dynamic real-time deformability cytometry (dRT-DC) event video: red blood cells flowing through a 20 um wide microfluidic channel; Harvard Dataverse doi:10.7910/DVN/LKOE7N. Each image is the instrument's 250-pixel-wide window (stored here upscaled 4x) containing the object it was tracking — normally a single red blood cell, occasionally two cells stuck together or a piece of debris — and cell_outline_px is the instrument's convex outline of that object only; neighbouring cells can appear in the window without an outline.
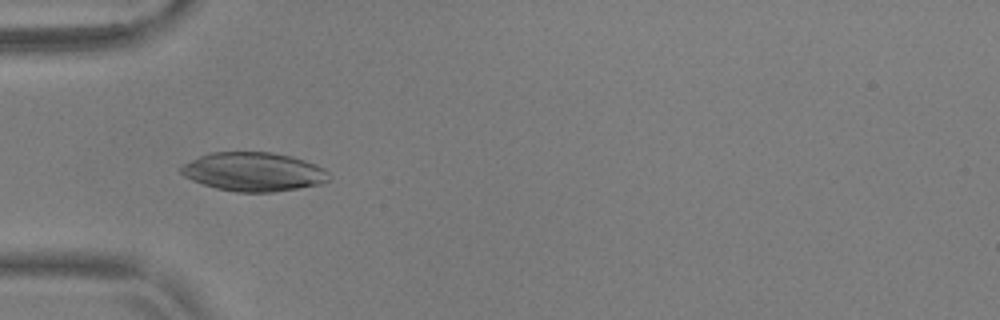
{"species": "common noctule bat (a hibernating species)", "species_latin": "Nyctalus noctula", "temperature_condition": "warm", "stored_images_in_passage": 43, "camera_frame_rate_fps": 3000, "um_per_image_px": 0.085, "animal": {"sex": "male", "body_mass_g": 17.9, "forearm_length_mm": 54.2}, "frame": {"image": 1, "passage_image": 6, "time_ms": 1.667, "image_size_px": [1000, 320], "cell_outline_px": [[328, 180], [320, 184], [272, 192], [236, 192], [216, 188], [192, 180], [184, 176], [180, 172], [180, 168], [184, 164], [200, 156], [212, 152], [272, 152], [304, 160], [316, 164], [324, 168], [328, 172]], "centroid_in_image_um": [21.54, 14.6], "position_along_channel_um": 63.5, "area_um2": 33.18}}
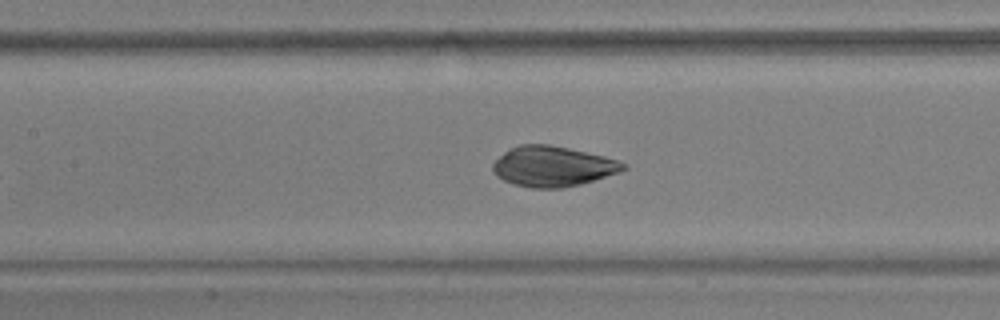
{"frame": {"image": 2, "passage_image": 14, "time_ms": 4.333, "image_size_px": [1000, 320], "cell_outline_px": [[628, 168], [620, 172], [580, 184], [564, 188], [532, 188], [512, 184], [496, 176], [492, 168], [492, 164], [504, 152], [520, 144], [548, 144], [568, 148], [604, 156], [628, 164]], "centroid_in_image_um": [46.99, 14.15], "position_along_channel_um": 160.4, "area_um2": 30.58}}
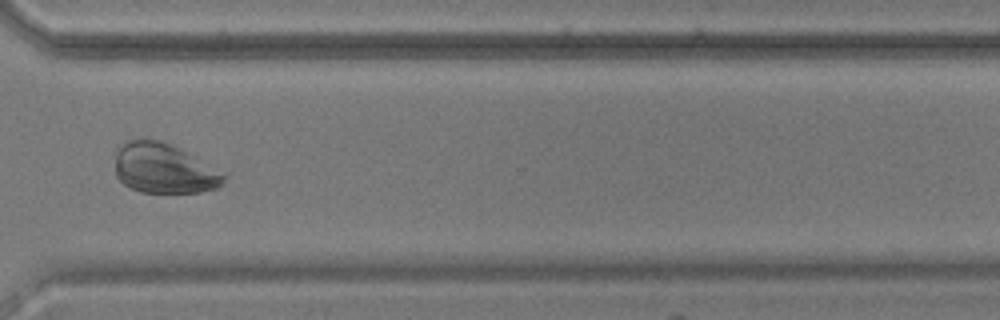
{"frame": {"image": 3, "passage_image": 30, "time_ms": 9.667, "image_size_px": [1000, 320], "cell_outline_px": [[224, 180], [216, 188], [200, 192], [140, 192], [124, 184], [116, 176], [116, 152], [120, 144], [128, 140], [140, 136], [160, 140], [180, 148], [224, 172]], "centroid_in_image_um": [13.9, 14.28], "position_along_channel_um": 356.7, "area_um2": 31.91}}